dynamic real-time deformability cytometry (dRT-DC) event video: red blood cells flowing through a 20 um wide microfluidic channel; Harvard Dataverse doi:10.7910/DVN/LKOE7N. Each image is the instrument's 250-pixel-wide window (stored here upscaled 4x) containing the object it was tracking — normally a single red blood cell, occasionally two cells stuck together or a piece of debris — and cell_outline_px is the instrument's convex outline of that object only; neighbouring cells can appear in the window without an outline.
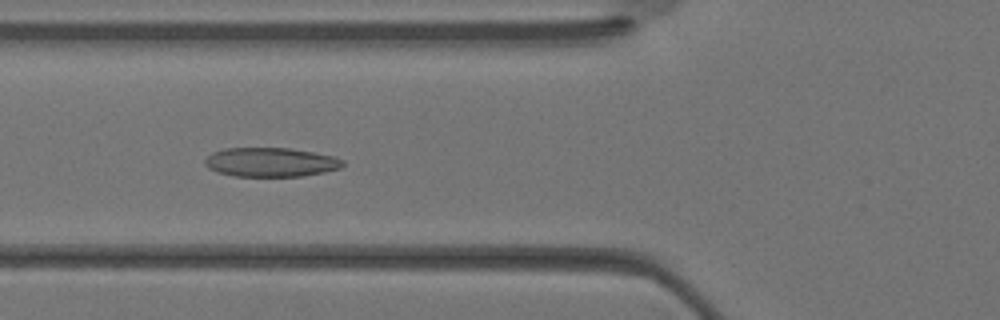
{"species": "Egyptian fruit bat (a non-hibernating species)", "species_latin": "Rousettus aegyptiacus", "temperature_condition": "warm", "stored_images_in_passage": 32, "camera_frame_rate_fps": 3000, "um_per_image_px": 0.085, "animal": {"sex": "female"}, "frame": {"image": 1, "passage_image": 12, "time_ms": 3.667, "image_size_px": [1000, 320], "cell_outline_px": [[344, 164], [340, 168], [324, 172], [300, 176], [236, 176], [216, 172], [208, 168], [204, 164], [204, 160], [212, 152], [224, 148], [292, 148], [336, 156], [344, 160]], "centroid_in_image_um": [23.01, 13.78], "position_along_channel_um": 102.8, "area_um2": 23.58}}
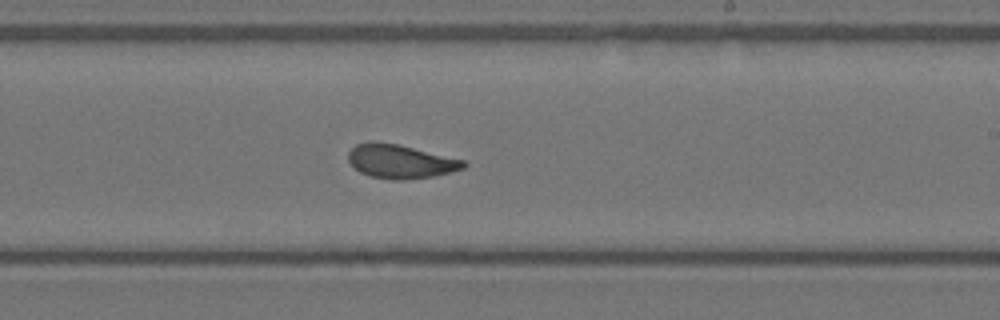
{"frame": {"image": 2, "passage_image": 20, "time_ms": 6.333, "image_size_px": [1000, 320], "cell_outline_px": [[468, 164], [464, 168], [432, 176], [404, 180], [392, 180], [372, 176], [360, 172], [348, 160], [348, 152], [356, 144], [368, 140], [376, 140], [400, 144], [464, 160]], "centroid_in_image_um": [34.01, 13.69], "position_along_channel_um": 255.0, "area_um2": 22.83}}
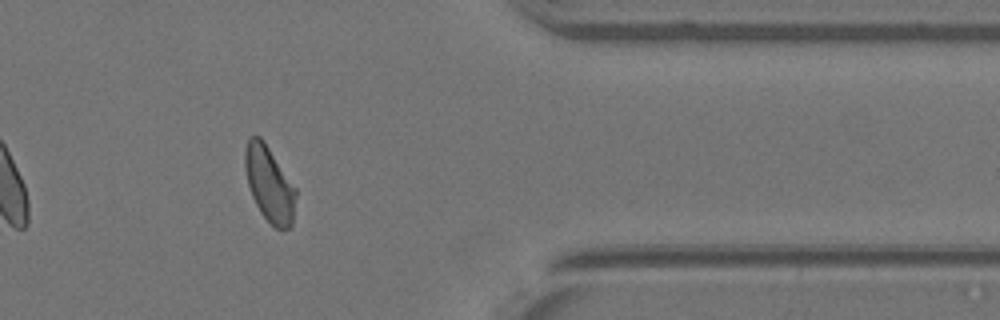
{"frame": {"image": 3, "passage_image": 28, "time_ms": 9.0, "image_size_px": [1000, 320], "cell_outline_px": [[296, 196], [292, 224], [288, 228], [280, 232], [260, 212], [252, 196], [248, 184], [244, 168], [244, 148], [248, 136], [260, 136], [264, 140], [296, 188]], "centroid_in_image_um": [22.88, 15.62], "position_along_channel_um": 388.5, "area_um2": 22.54}}